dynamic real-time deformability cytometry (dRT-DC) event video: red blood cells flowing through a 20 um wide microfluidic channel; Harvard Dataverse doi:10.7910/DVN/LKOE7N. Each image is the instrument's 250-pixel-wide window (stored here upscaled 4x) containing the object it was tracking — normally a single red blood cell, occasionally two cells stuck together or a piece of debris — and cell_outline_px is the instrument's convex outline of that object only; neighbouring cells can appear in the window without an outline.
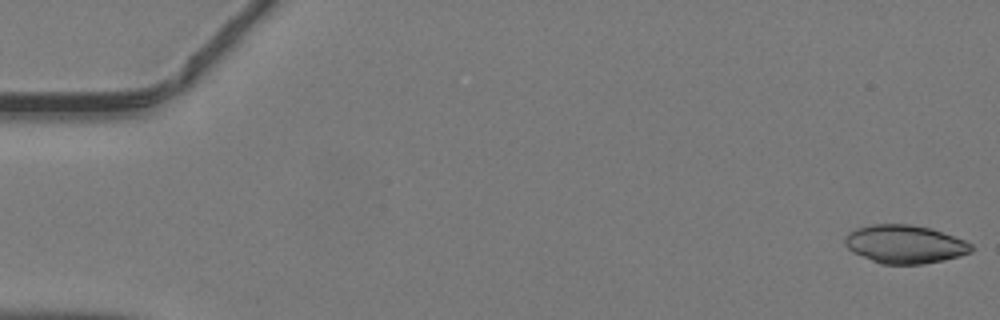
{"species": "common noctule bat (a hibernating species)", "species_latin": "Nyctalus noctula", "temperature_condition": "warm", "stored_images_in_passage": 46, "camera_frame_rate_fps": 3000, "um_per_image_px": 0.085, "animal": {"sex": "male", "body_mass_g": 19.2, "forearm_length_mm": 51.8}, "frame": {"image": 1, "passage_image": 1, "time_ms": 0.0, "image_size_px": [1000, 320], "cell_outline_px": [[972, 252], [960, 256], [944, 260], [924, 264], [880, 264], [852, 252], [844, 244], [844, 236], [848, 232], [856, 228], [872, 224], [912, 224], [928, 228], [964, 240], [972, 244]], "centroid_in_image_um": [76.87, 20.76], "position_along_channel_um": 8.1, "area_um2": 28.26}}
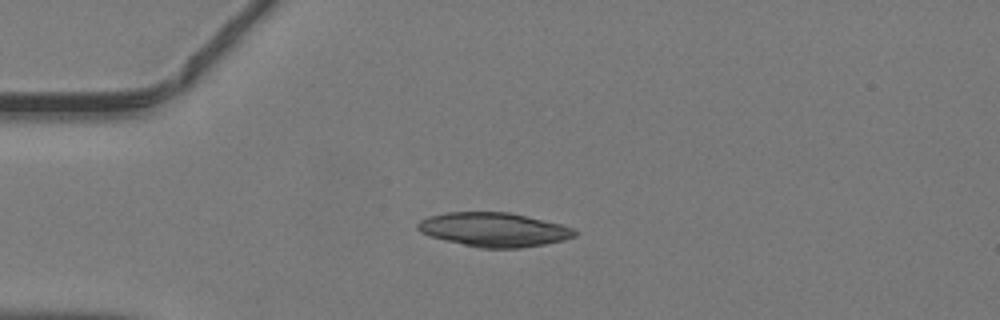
{"frame": {"image": 2, "passage_image": 12, "time_ms": 3.667, "image_size_px": [1000, 320], "cell_outline_px": [[580, 232], [576, 236], [564, 240], [544, 244], [520, 248], [480, 248], [432, 236], [420, 232], [416, 228], [416, 224], [420, 220], [428, 216], [448, 212], [508, 212], [560, 224], [572, 228]], "centroid_in_image_um": [41.99, 19.51], "position_along_channel_um": 43.0, "area_um2": 30.92}}